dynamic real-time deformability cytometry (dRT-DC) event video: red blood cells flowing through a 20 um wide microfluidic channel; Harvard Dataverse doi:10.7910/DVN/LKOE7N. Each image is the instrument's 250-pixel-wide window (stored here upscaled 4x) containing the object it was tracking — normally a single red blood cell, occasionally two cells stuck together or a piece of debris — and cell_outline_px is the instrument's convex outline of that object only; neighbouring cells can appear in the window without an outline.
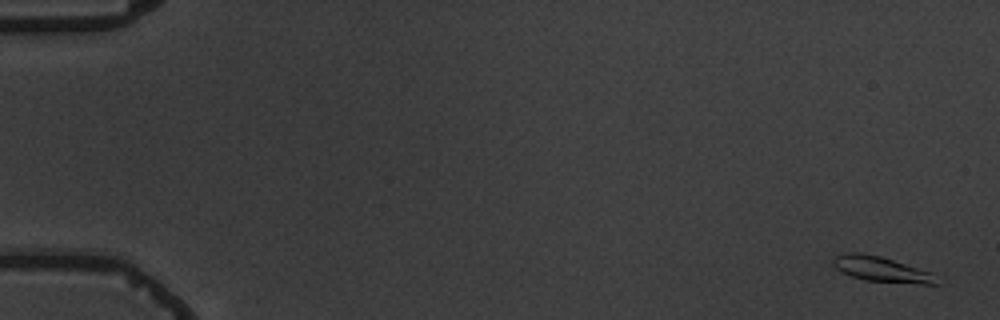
{"species": "common noctule bat (a hibernating species)", "species_latin": "Nyctalus noctula", "temperature_condition": "warm", "stored_images_in_passage": 6, "camera_frame_rate_fps": 3000, "um_per_image_px": 0.085, "animal": {"sex": "male", "body_mass_g": 19.5, "forearm_length_mm": 54.6}, "frame": {"image": 1, "passage_image": 1, "time_ms": 0.0, "image_size_px": [1000, 320], "cell_outline_px": [[940, 284], [920, 284], [864, 280], [840, 272], [832, 264], [832, 260], [836, 256], [852, 252], [860, 252], [880, 256], [932, 272]], "centroid_in_image_um": [74.92, 22.89], "position_along_channel_um": 10.1, "area_um2": 15.14}}
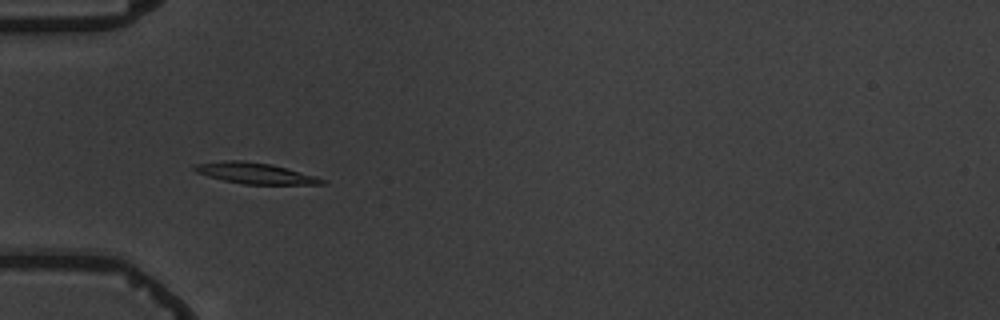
{"frame": {"image": 2, "passage_image": 5, "time_ms": 5.667, "image_size_px": [1000, 320], "cell_outline_px": [[328, 180], [324, 184], [244, 184], [224, 180], [208, 176], [196, 172], [192, 168], [196, 164], [224, 160], [244, 160], [272, 164], [316, 176]], "centroid_in_image_um": [21.7, 14.71], "position_along_channel_um": 63.3, "area_um2": 15.55}}
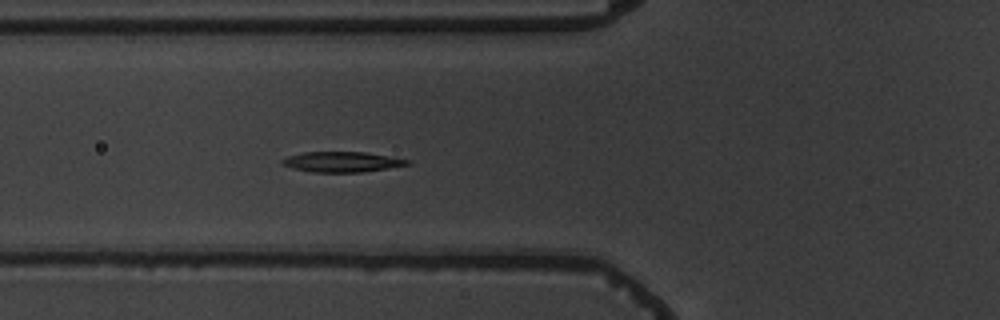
{"frame": {"image": 3, "passage_image": 6, "time_ms": 6.667, "image_size_px": [1000, 320], "cell_outline_px": [[412, 164], [360, 172], [312, 172], [292, 168], [280, 164], [280, 160], [288, 156], [304, 152], [364, 152], [392, 156], [412, 160]], "centroid_in_image_um": [29.08, 13.75], "position_along_channel_um": 96.7, "area_um2": 14.91}}